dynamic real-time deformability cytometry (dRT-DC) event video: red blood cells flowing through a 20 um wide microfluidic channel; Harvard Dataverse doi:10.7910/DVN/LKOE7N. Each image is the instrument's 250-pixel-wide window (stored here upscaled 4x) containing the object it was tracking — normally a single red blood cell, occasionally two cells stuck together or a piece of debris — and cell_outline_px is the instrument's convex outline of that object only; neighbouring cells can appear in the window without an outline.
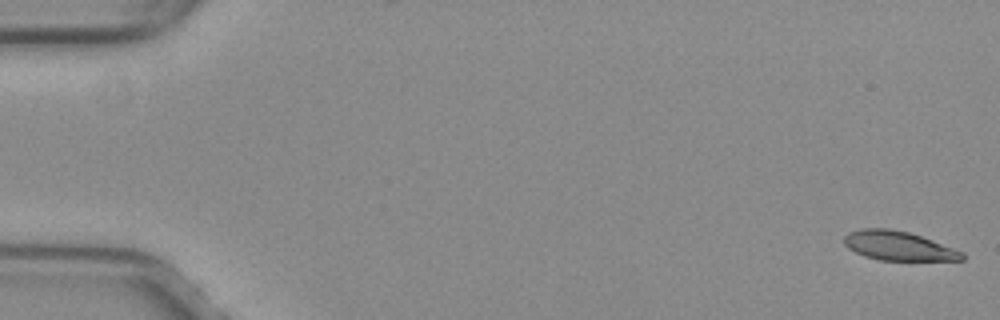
{"species": "common noctule bat (a hibernating species)", "species_latin": "Nyctalus noctula", "temperature_condition": "warm", "stored_images_in_passage": 40, "camera_frame_rate_fps": 3000, "um_per_image_px": 0.085, "animal": {"sex": "female", "body_mass_g": 29.2, "forearm_length_mm": 56.3}, "frame": {"image": 1, "passage_image": 1, "time_ms": 0.0, "image_size_px": [1000, 320], "cell_outline_px": [[964, 260], [880, 260], [864, 256], [848, 248], [844, 244], [844, 236], [848, 232], [860, 228], [888, 228], [908, 232], [932, 240], [964, 252]], "centroid_in_image_um": [76.34, 20.89], "position_along_channel_um": 8.7, "area_um2": 20.0}}
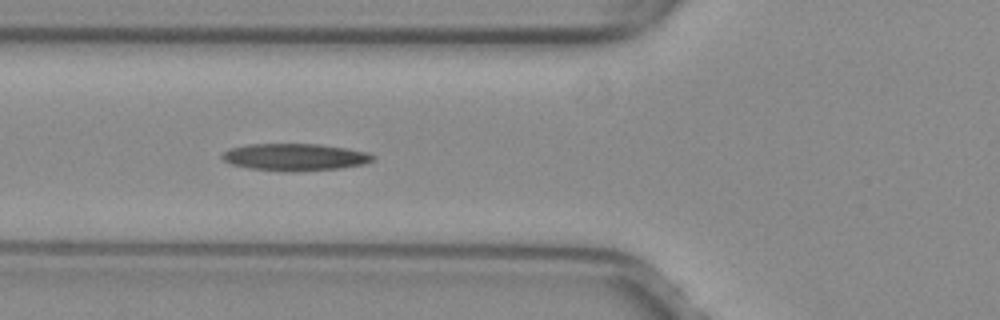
{"frame": {"image": 2, "passage_image": 20, "time_ms": 6.333, "image_size_px": [1000, 320], "cell_outline_px": [[376, 156], [372, 160], [364, 164], [340, 168], [300, 172], [288, 172], [248, 168], [232, 164], [224, 160], [220, 156], [224, 152], [232, 148], [248, 144], [320, 144], [368, 152]], "centroid_in_image_um": [25.08, 13.36], "position_along_channel_um": 100.7, "area_um2": 23.87}}
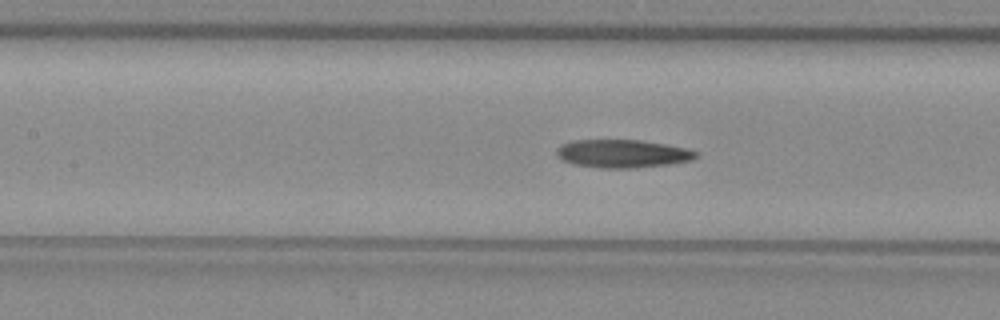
{"frame": {"image": 3, "passage_image": 24, "time_ms": 7.667, "image_size_px": [1000, 320], "cell_outline_px": [[700, 156], [692, 160], [668, 164], [636, 168], [600, 168], [572, 164], [556, 156], [556, 148], [560, 144], [572, 140], [640, 140], [688, 148], [700, 152]], "centroid_in_image_um": [52.92, 13.06], "position_along_channel_um": 154.5, "area_um2": 23.12}}